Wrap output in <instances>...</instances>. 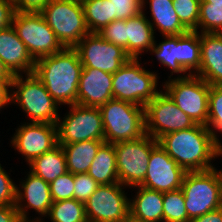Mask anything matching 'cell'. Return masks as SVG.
<instances>
[{"instance_id":"cell-1","label":"cell","mask_w":222,"mask_h":222,"mask_svg":"<svg viewBox=\"0 0 222 222\" xmlns=\"http://www.w3.org/2000/svg\"><path fill=\"white\" fill-rule=\"evenodd\" d=\"M157 141L186 172L211 170L215 168L211 160L222 155V144L200 124L167 133Z\"/></svg>"},{"instance_id":"cell-2","label":"cell","mask_w":222,"mask_h":222,"mask_svg":"<svg viewBox=\"0 0 222 222\" xmlns=\"http://www.w3.org/2000/svg\"><path fill=\"white\" fill-rule=\"evenodd\" d=\"M82 69L77 50L64 47L55 54L36 60L33 73L58 104L70 106L77 104Z\"/></svg>"},{"instance_id":"cell-3","label":"cell","mask_w":222,"mask_h":222,"mask_svg":"<svg viewBox=\"0 0 222 222\" xmlns=\"http://www.w3.org/2000/svg\"><path fill=\"white\" fill-rule=\"evenodd\" d=\"M181 189L190 221L222 207V175L216 168L186 172Z\"/></svg>"},{"instance_id":"cell-4","label":"cell","mask_w":222,"mask_h":222,"mask_svg":"<svg viewBox=\"0 0 222 222\" xmlns=\"http://www.w3.org/2000/svg\"><path fill=\"white\" fill-rule=\"evenodd\" d=\"M99 110L106 143L134 140L146 134L144 107L111 99L100 106Z\"/></svg>"},{"instance_id":"cell-5","label":"cell","mask_w":222,"mask_h":222,"mask_svg":"<svg viewBox=\"0 0 222 222\" xmlns=\"http://www.w3.org/2000/svg\"><path fill=\"white\" fill-rule=\"evenodd\" d=\"M13 76L10 102L18 104L30 117V122L56 124L59 118L58 104L34 73Z\"/></svg>"},{"instance_id":"cell-6","label":"cell","mask_w":222,"mask_h":222,"mask_svg":"<svg viewBox=\"0 0 222 222\" xmlns=\"http://www.w3.org/2000/svg\"><path fill=\"white\" fill-rule=\"evenodd\" d=\"M158 75L145 70L138 59L130 58L112 78L113 99L145 107L159 92Z\"/></svg>"},{"instance_id":"cell-7","label":"cell","mask_w":222,"mask_h":222,"mask_svg":"<svg viewBox=\"0 0 222 222\" xmlns=\"http://www.w3.org/2000/svg\"><path fill=\"white\" fill-rule=\"evenodd\" d=\"M163 90L195 124L207 125L210 85L195 74L165 82Z\"/></svg>"},{"instance_id":"cell-8","label":"cell","mask_w":222,"mask_h":222,"mask_svg":"<svg viewBox=\"0 0 222 222\" xmlns=\"http://www.w3.org/2000/svg\"><path fill=\"white\" fill-rule=\"evenodd\" d=\"M40 13L63 47L74 48L90 33L82 4L49 0Z\"/></svg>"},{"instance_id":"cell-9","label":"cell","mask_w":222,"mask_h":222,"mask_svg":"<svg viewBox=\"0 0 222 222\" xmlns=\"http://www.w3.org/2000/svg\"><path fill=\"white\" fill-rule=\"evenodd\" d=\"M157 143L147 134L138 139L113 143L119 183L134 188L143 183L152 148Z\"/></svg>"},{"instance_id":"cell-10","label":"cell","mask_w":222,"mask_h":222,"mask_svg":"<svg viewBox=\"0 0 222 222\" xmlns=\"http://www.w3.org/2000/svg\"><path fill=\"white\" fill-rule=\"evenodd\" d=\"M12 26L35 61L64 48L40 12L15 11Z\"/></svg>"},{"instance_id":"cell-11","label":"cell","mask_w":222,"mask_h":222,"mask_svg":"<svg viewBox=\"0 0 222 222\" xmlns=\"http://www.w3.org/2000/svg\"><path fill=\"white\" fill-rule=\"evenodd\" d=\"M70 111L63 121L57 120L58 144H71L80 141H104L102 115L98 107L79 104L70 105Z\"/></svg>"},{"instance_id":"cell-12","label":"cell","mask_w":222,"mask_h":222,"mask_svg":"<svg viewBox=\"0 0 222 222\" xmlns=\"http://www.w3.org/2000/svg\"><path fill=\"white\" fill-rule=\"evenodd\" d=\"M144 108L146 134L156 140L167 133L195 125L165 91L161 90Z\"/></svg>"},{"instance_id":"cell-13","label":"cell","mask_w":222,"mask_h":222,"mask_svg":"<svg viewBox=\"0 0 222 222\" xmlns=\"http://www.w3.org/2000/svg\"><path fill=\"white\" fill-rule=\"evenodd\" d=\"M121 183L99 185L85 203L88 222H120L130 213L129 199Z\"/></svg>"},{"instance_id":"cell-14","label":"cell","mask_w":222,"mask_h":222,"mask_svg":"<svg viewBox=\"0 0 222 222\" xmlns=\"http://www.w3.org/2000/svg\"><path fill=\"white\" fill-rule=\"evenodd\" d=\"M74 48L83 68H95L111 74L130 59L124 49L107 42L98 33L87 34Z\"/></svg>"},{"instance_id":"cell-15","label":"cell","mask_w":222,"mask_h":222,"mask_svg":"<svg viewBox=\"0 0 222 222\" xmlns=\"http://www.w3.org/2000/svg\"><path fill=\"white\" fill-rule=\"evenodd\" d=\"M186 171L157 143L151 151L143 186L162 193L180 189Z\"/></svg>"},{"instance_id":"cell-16","label":"cell","mask_w":222,"mask_h":222,"mask_svg":"<svg viewBox=\"0 0 222 222\" xmlns=\"http://www.w3.org/2000/svg\"><path fill=\"white\" fill-rule=\"evenodd\" d=\"M15 131L11 144L25 156L28 164L58 145L56 124L25 122Z\"/></svg>"},{"instance_id":"cell-17","label":"cell","mask_w":222,"mask_h":222,"mask_svg":"<svg viewBox=\"0 0 222 222\" xmlns=\"http://www.w3.org/2000/svg\"><path fill=\"white\" fill-rule=\"evenodd\" d=\"M113 74L95 69L83 68L78 84L77 104L100 107L113 99Z\"/></svg>"},{"instance_id":"cell-18","label":"cell","mask_w":222,"mask_h":222,"mask_svg":"<svg viewBox=\"0 0 222 222\" xmlns=\"http://www.w3.org/2000/svg\"><path fill=\"white\" fill-rule=\"evenodd\" d=\"M27 175V178L23 180L24 182L22 181L20 184L23 192H21L20 187H16V209L22 220H29L27 217L28 208L34 209L39 215L47 216L53 203L49 183L32 172ZM24 201L27 203L26 205L22 203Z\"/></svg>"},{"instance_id":"cell-19","label":"cell","mask_w":222,"mask_h":222,"mask_svg":"<svg viewBox=\"0 0 222 222\" xmlns=\"http://www.w3.org/2000/svg\"><path fill=\"white\" fill-rule=\"evenodd\" d=\"M0 58L13 76L34 71L36 61L28 52L26 45L19 39L12 25L0 31Z\"/></svg>"},{"instance_id":"cell-20","label":"cell","mask_w":222,"mask_h":222,"mask_svg":"<svg viewBox=\"0 0 222 222\" xmlns=\"http://www.w3.org/2000/svg\"><path fill=\"white\" fill-rule=\"evenodd\" d=\"M201 64L195 74L209 85L222 86V34H200Z\"/></svg>"},{"instance_id":"cell-21","label":"cell","mask_w":222,"mask_h":222,"mask_svg":"<svg viewBox=\"0 0 222 222\" xmlns=\"http://www.w3.org/2000/svg\"><path fill=\"white\" fill-rule=\"evenodd\" d=\"M126 26V54L130 58L139 59L144 51H151L155 36L150 20L143 12L135 17L125 19Z\"/></svg>"},{"instance_id":"cell-22","label":"cell","mask_w":222,"mask_h":222,"mask_svg":"<svg viewBox=\"0 0 222 222\" xmlns=\"http://www.w3.org/2000/svg\"><path fill=\"white\" fill-rule=\"evenodd\" d=\"M138 188L134 200H129L130 214L142 222H163V193L135 186Z\"/></svg>"},{"instance_id":"cell-23","label":"cell","mask_w":222,"mask_h":222,"mask_svg":"<svg viewBox=\"0 0 222 222\" xmlns=\"http://www.w3.org/2000/svg\"><path fill=\"white\" fill-rule=\"evenodd\" d=\"M143 0V5H145ZM153 27L159 29L162 36H178L189 30L181 23L173 6V0H149ZM155 25V26H154Z\"/></svg>"},{"instance_id":"cell-24","label":"cell","mask_w":222,"mask_h":222,"mask_svg":"<svg viewBox=\"0 0 222 222\" xmlns=\"http://www.w3.org/2000/svg\"><path fill=\"white\" fill-rule=\"evenodd\" d=\"M105 141L87 140L62 146L68 172L72 174L88 173L96 153Z\"/></svg>"},{"instance_id":"cell-25","label":"cell","mask_w":222,"mask_h":222,"mask_svg":"<svg viewBox=\"0 0 222 222\" xmlns=\"http://www.w3.org/2000/svg\"><path fill=\"white\" fill-rule=\"evenodd\" d=\"M30 172L50 183L68 172L64 150L57 145L29 163Z\"/></svg>"},{"instance_id":"cell-26","label":"cell","mask_w":222,"mask_h":222,"mask_svg":"<svg viewBox=\"0 0 222 222\" xmlns=\"http://www.w3.org/2000/svg\"><path fill=\"white\" fill-rule=\"evenodd\" d=\"M88 174L99 185L118 183L116 153L111 143L104 142L90 165Z\"/></svg>"},{"instance_id":"cell-27","label":"cell","mask_w":222,"mask_h":222,"mask_svg":"<svg viewBox=\"0 0 222 222\" xmlns=\"http://www.w3.org/2000/svg\"><path fill=\"white\" fill-rule=\"evenodd\" d=\"M178 47L179 64L186 72L189 71V75L196 74L199 71L201 64L199 31H188L182 35H178Z\"/></svg>"},{"instance_id":"cell-28","label":"cell","mask_w":222,"mask_h":222,"mask_svg":"<svg viewBox=\"0 0 222 222\" xmlns=\"http://www.w3.org/2000/svg\"><path fill=\"white\" fill-rule=\"evenodd\" d=\"M82 5L90 33H98L112 22L110 0H84Z\"/></svg>"},{"instance_id":"cell-29","label":"cell","mask_w":222,"mask_h":222,"mask_svg":"<svg viewBox=\"0 0 222 222\" xmlns=\"http://www.w3.org/2000/svg\"><path fill=\"white\" fill-rule=\"evenodd\" d=\"M47 215L52 222H88L85 203L74 198L53 202Z\"/></svg>"},{"instance_id":"cell-30","label":"cell","mask_w":222,"mask_h":222,"mask_svg":"<svg viewBox=\"0 0 222 222\" xmlns=\"http://www.w3.org/2000/svg\"><path fill=\"white\" fill-rule=\"evenodd\" d=\"M154 41V45L151 48V52L156 55L158 61L172 70L173 73H187L185 69L179 64V47L178 36H164V41L159 44Z\"/></svg>"},{"instance_id":"cell-31","label":"cell","mask_w":222,"mask_h":222,"mask_svg":"<svg viewBox=\"0 0 222 222\" xmlns=\"http://www.w3.org/2000/svg\"><path fill=\"white\" fill-rule=\"evenodd\" d=\"M182 189L163 193V222H189Z\"/></svg>"},{"instance_id":"cell-32","label":"cell","mask_w":222,"mask_h":222,"mask_svg":"<svg viewBox=\"0 0 222 222\" xmlns=\"http://www.w3.org/2000/svg\"><path fill=\"white\" fill-rule=\"evenodd\" d=\"M199 28H202L201 33L222 34V6L212 5L205 0H201L198 21Z\"/></svg>"},{"instance_id":"cell-33","label":"cell","mask_w":222,"mask_h":222,"mask_svg":"<svg viewBox=\"0 0 222 222\" xmlns=\"http://www.w3.org/2000/svg\"><path fill=\"white\" fill-rule=\"evenodd\" d=\"M206 127L221 144L216 132H221L222 134V86L210 85L208 121Z\"/></svg>"},{"instance_id":"cell-34","label":"cell","mask_w":222,"mask_h":222,"mask_svg":"<svg viewBox=\"0 0 222 222\" xmlns=\"http://www.w3.org/2000/svg\"><path fill=\"white\" fill-rule=\"evenodd\" d=\"M200 2L201 0H173L179 20L189 31L198 32Z\"/></svg>"},{"instance_id":"cell-35","label":"cell","mask_w":222,"mask_h":222,"mask_svg":"<svg viewBox=\"0 0 222 222\" xmlns=\"http://www.w3.org/2000/svg\"><path fill=\"white\" fill-rule=\"evenodd\" d=\"M74 174L67 172L49 183L53 202L74 198Z\"/></svg>"},{"instance_id":"cell-36","label":"cell","mask_w":222,"mask_h":222,"mask_svg":"<svg viewBox=\"0 0 222 222\" xmlns=\"http://www.w3.org/2000/svg\"><path fill=\"white\" fill-rule=\"evenodd\" d=\"M112 22L135 17L143 12V0H110Z\"/></svg>"},{"instance_id":"cell-37","label":"cell","mask_w":222,"mask_h":222,"mask_svg":"<svg viewBox=\"0 0 222 222\" xmlns=\"http://www.w3.org/2000/svg\"><path fill=\"white\" fill-rule=\"evenodd\" d=\"M98 34L107 42L120 46L126 52V26L125 20H114Z\"/></svg>"},{"instance_id":"cell-38","label":"cell","mask_w":222,"mask_h":222,"mask_svg":"<svg viewBox=\"0 0 222 222\" xmlns=\"http://www.w3.org/2000/svg\"><path fill=\"white\" fill-rule=\"evenodd\" d=\"M74 184V199L83 203H86L99 186L88 173L74 174Z\"/></svg>"},{"instance_id":"cell-39","label":"cell","mask_w":222,"mask_h":222,"mask_svg":"<svg viewBox=\"0 0 222 222\" xmlns=\"http://www.w3.org/2000/svg\"><path fill=\"white\" fill-rule=\"evenodd\" d=\"M17 186L0 164V206L15 205Z\"/></svg>"},{"instance_id":"cell-40","label":"cell","mask_w":222,"mask_h":222,"mask_svg":"<svg viewBox=\"0 0 222 222\" xmlns=\"http://www.w3.org/2000/svg\"><path fill=\"white\" fill-rule=\"evenodd\" d=\"M49 0H14L13 7L16 12H40Z\"/></svg>"},{"instance_id":"cell-41","label":"cell","mask_w":222,"mask_h":222,"mask_svg":"<svg viewBox=\"0 0 222 222\" xmlns=\"http://www.w3.org/2000/svg\"><path fill=\"white\" fill-rule=\"evenodd\" d=\"M15 10L13 3L8 0H0V31L12 25Z\"/></svg>"},{"instance_id":"cell-42","label":"cell","mask_w":222,"mask_h":222,"mask_svg":"<svg viewBox=\"0 0 222 222\" xmlns=\"http://www.w3.org/2000/svg\"><path fill=\"white\" fill-rule=\"evenodd\" d=\"M19 212L15 205L0 206V222H21Z\"/></svg>"},{"instance_id":"cell-43","label":"cell","mask_w":222,"mask_h":222,"mask_svg":"<svg viewBox=\"0 0 222 222\" xmlns=\"http://www.w3.org/2000/svg\"><path fill=\"white\" fill-rule=\"evenodd\" d=\"M13 78H0V110L10 102L11 82Z\"/></svg>"},{"instance_id":"cell-44","label":"cell","mask_w":222,"mask_h":222,"mask_svg":"<svg viewBox=\"0 0 222 222\" xmlns=\"http://www.w3.org/2000/svg\"><path fill=\"white\" fill-rule=\"evenodd\" d=\"M189 222H222V207L207 212L206 214L192 219Z\"/></svg>"},{"instance_id":"cell-45","label":"cell","mask_w":222,"mask_h":222,"mask_svg":"<svg viewBox=\"0 0 222 222\" xmlns=\"http://www.w3.org/2000/svg\"><path fill=\"white\" fill-rule=\"evenodd\" d=\"M0 78H13V75L5 67L1 58H0Z\"/></svg>"},{"instance_id":"cell-46","label":"cell","mask_w":222,"mask_h":222,"mask_svg":"<svg viewBox=\"0 0 222 222\" xmlns=\"http://www.w3.org/2000/svg\"><path fill=\"white\" fill-rule=\"evenodd\" d=\"M120 222H142L137 218H134L130 213L122 219Z\"/></svg>"},{"instance_id":"cell-47","label":"cell","mask_w":222,"mask_h":222,"mask_svg":"<svg viewBox=\"0 0 222 222\" xmlns=\"http://www.w3.org/2000/svg\"><path fill=\"white\" fill-rule=\"evenodd\" d=\"M205 1L211 3L212 5L222 6V0H205Z\"/></svg>"},{"instance_id":"cell-48","label":"cell","mask_w":222,"mask_h":222,"mask_svg":"<svg viewBox=\"0 0 222 222\" xmlns=\"http://www.w3.org/2000/svg\"><path fill=\"white\" fill-rule=\"evenodd\" d=\"M21 222H43V221H41V219L40 218H36V219H34V220H22Z\"/></svg>"},{"instance_id":"cell-49","label":"cell","mask_w":222,"mask_h":222,"mask_svg":"<svg viewBox=\"0 0 222 222\" xmlns=\"http://www.w3.org/2000/svg\"><path fill=\"white\" fill-rule=\"evenodd\" d=\"M61 1H69V2H74V3L83 4V1H84V0H61Z\"/></svg>"}]
</instances>
